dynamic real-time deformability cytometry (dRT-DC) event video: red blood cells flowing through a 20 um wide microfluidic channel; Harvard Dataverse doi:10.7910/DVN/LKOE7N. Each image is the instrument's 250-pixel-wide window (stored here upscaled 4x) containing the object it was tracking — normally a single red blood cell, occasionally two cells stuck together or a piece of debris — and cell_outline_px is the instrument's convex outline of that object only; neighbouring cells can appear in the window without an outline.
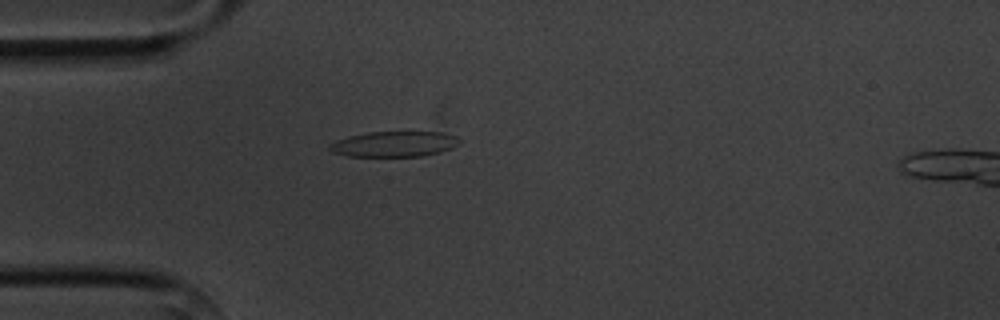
{"species": "common noctule bat (a hibernating species)", "species_latin": "Nyctalus noctula", "temperature_condition": "cold", "stored_images_in_passage": 5, "camera_frame_rate_fps": 3000, "um_per_image_px": 0.085, "animal": {"sex": "male", "body_mass_g": 20.1, "forearm_length_mm": 53.5}, "frame": {"image": 1, "passage_image": 5, "time_ms": 4.667, "image_size_px": [1000, 320], "cell_outline_px": [[460, 144], [452, 148], [440, 152], [420, 156], [348, 156], [332, 152], [328, 148], [336, 140], [348, 136], [368, 132], [444, 132], [456, 136], [460, 140]], "centroid_in_image_um": [33.54, 12.24], "position_along_channel_um": 51.5, "area_um2": 19.25}}